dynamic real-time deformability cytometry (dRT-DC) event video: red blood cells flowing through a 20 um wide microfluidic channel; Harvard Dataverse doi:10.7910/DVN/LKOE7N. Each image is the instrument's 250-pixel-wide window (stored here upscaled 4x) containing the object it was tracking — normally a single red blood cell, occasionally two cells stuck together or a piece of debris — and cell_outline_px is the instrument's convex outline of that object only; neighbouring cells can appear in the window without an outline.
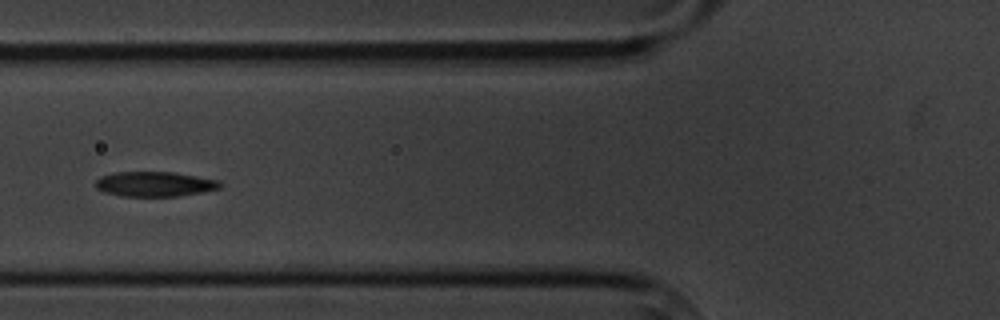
{"species": "common noctule bat (a hibernating species)", "species_latin": "Nyctalus noctula", "temperature_condition": "cold", "stored_images_in_passage": 10, "camera_frame_rate_fps": 3000, "um_per_image_px": 0.085, "animal": {"sex": "male", "body_mass_g": 20.1, "forearm_length_mm": 53.5}, "frame": {"image": 1, "passage_image": 6, "time_ms": 5.667, "image_size_px": [1000, 320], "cell_outline_px": [[224, 184], [220, 188], [200, 192], [176, 196], [120, 196], [104, 192], [96, 188], [96, 180], [100, 176], [116, 172], [176, 172], [220, 180]], "centroid_in_image_um": [13.17, 15.63], "position_along_channel_um": 112.6, "area_um2": 18.15}}
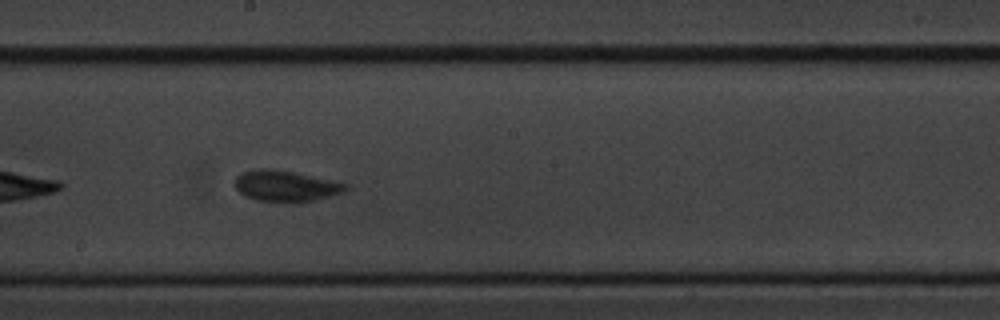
{"frame": {"image": 2, "passage_image": 9, "time_ms": 9.0, "image_size_px": [1000, 320], "cell_outline_px": [[348, 188], [344, 192], [316, 200], [300, 204], [284, 204], [256, 200], [244, 196], [232, 184], [236, 176], [240, 172], [260, 168], [272, 168], [292, 172], [348, 184]], "centroid_in_image_um": [24.23, 15.85], "position_along_channel_um": 224.0, "area_um2": 20.63}}
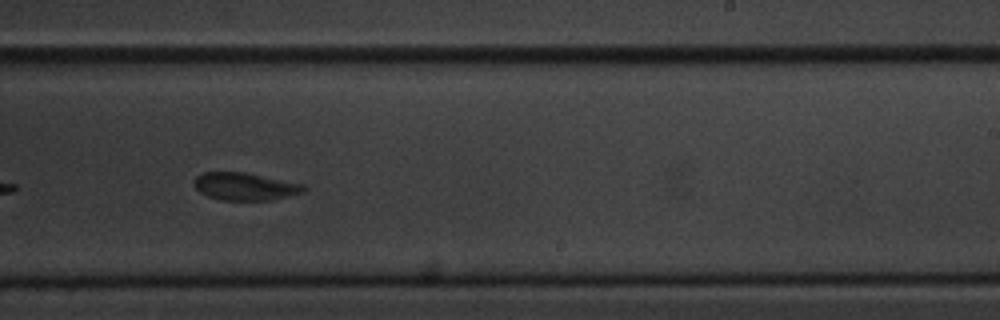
{"frame": {"image": 3, "passage_image": 10, "time_ms": 10.333, "image_size_px": [1000, 320], "cell_outline_px": [[308, 188], [304, 192], [272, 200], [220, 200], [208, 196], [200, 192], [196, 188], [192, 180], [196, 176], [204, 172], [248, 172], [304, 184]], "centroid_in_image_um": [20.84, 15.84], "position_along_channel_um": 268.2, "area_um2": 17.86}}